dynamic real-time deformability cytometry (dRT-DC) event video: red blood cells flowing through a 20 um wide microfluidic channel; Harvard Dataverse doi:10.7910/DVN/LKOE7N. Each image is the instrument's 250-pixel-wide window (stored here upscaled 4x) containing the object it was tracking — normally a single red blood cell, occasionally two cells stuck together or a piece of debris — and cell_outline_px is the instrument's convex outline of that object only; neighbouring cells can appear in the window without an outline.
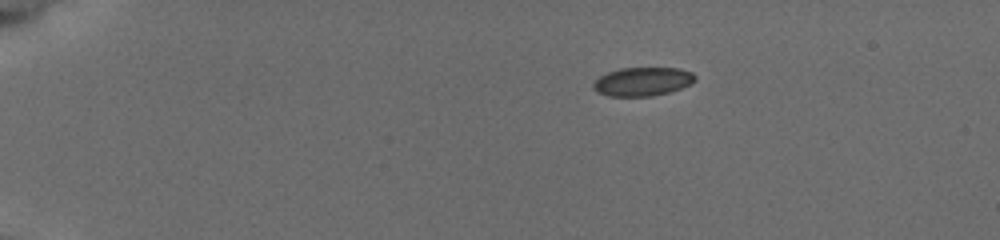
{"species": "common noctule bat (a hibernating species)", "species_latin": "Nyctalus noctula", "temperature_condition": "cold", "stored_images_in_passage": 60, "camera_frame_rate_fps": 3000, "um_per_image_px": 0.085, "animal": {"sex": "female", "body_mass_g": 19.5, "forearm_length_mm": 54.1}, "frame": {"image": 1, "passage_image": 1, "time_ms": 0.0, "image_size_px": [1000, 240], "cell_outline_px": [[696, 80], [692, 84], [668, 92], [652, 96], [608, 96], [596, 92], [592, 88], [592, 84], [600, 76], [608, 72], [620, 68], [680, 68], [692, 72], [696, 76]], "centroid_in_image_um": [54.62, 6.93], "position_along_channel_um": 30.4, "area_um2": 17.11}}
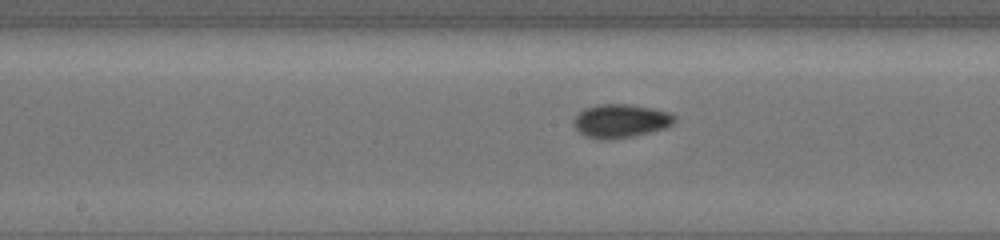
{"frame": {"image": 2, "passage_image": 25, "time_ms": 6.667, "image_size_px": [1000, 240], "cell_outline_px": [[676, 120], [672, 124], [664, 128], [632, 136], [612, 140], [600, 140], [584, 136], [572, 124], [572, 120], [584, 108], [600, 104], [628, 104], [652, 108], [672, 112], [676, 116]], "centroid_in_image_um": [52.75, 10.28], "position_along_channel_um": 195.5, "area_um2": 19.88}}
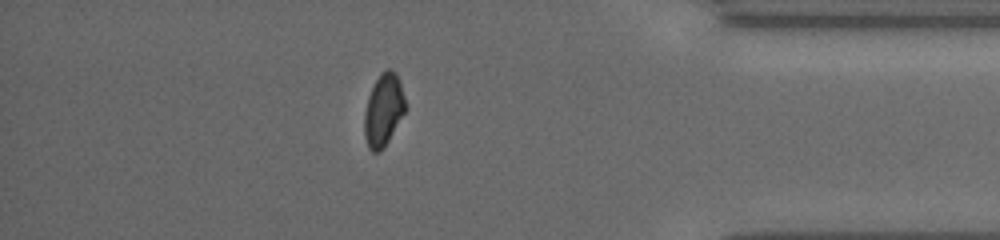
{"frame": {"image": 3, "passage_image": 49, "time_ms": 12.667, "image_size_px": [1000, 240], "cell_outline_px": [[404, 112], [384, 148], [380, 152], [372, 152], [368, 148], [364, 136], [364, 112], [368, 96], [376, 80], [388, 68], [392, 68], [396, 72], [400, 80], [404, 96]], "centroid_in_image_um": [32.57, 9.37], "position_along_channel_um": 402.6, "area_um2": 17.11}, "authors_computed_cell_mechanics": {"area_um2": 17.5712, "velocity_mm_per_s": 3.8574, "shape_relaxation_time_tau1_ms": 3.692, "shape_relaxation_time_tau2_ms": 5.3541, "deformation_change_tau1": 0.0838, "deformation_change_tau2": 0.0516}}